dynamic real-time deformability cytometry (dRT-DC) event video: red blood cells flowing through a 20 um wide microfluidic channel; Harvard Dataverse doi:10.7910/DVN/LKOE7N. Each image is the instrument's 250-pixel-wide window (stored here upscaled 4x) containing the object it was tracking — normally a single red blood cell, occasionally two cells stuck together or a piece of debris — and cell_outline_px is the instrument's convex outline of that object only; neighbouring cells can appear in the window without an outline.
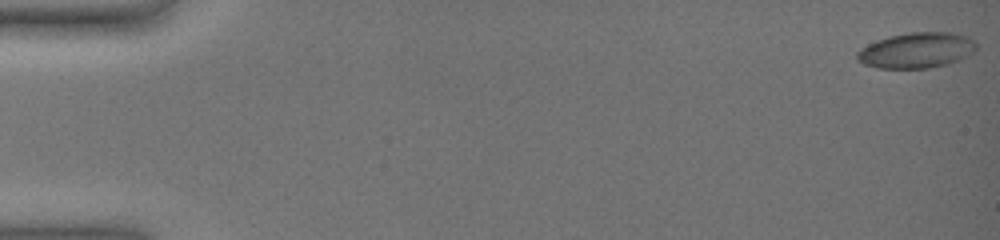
{"species": "common noctule bat (a hibernating species)", "species_latin": "Nyctalus noctula", "temperature_condition": "warm", "stored_images_in_passage": 56, "camera_frame_rate_fps": 3000, "um_per_image_px": 0.085, "animal": {"sex": "female", "body_mass_g": 19.0, "forearm_length_mm": 51.5}, "frame": {"image": 1, "passage_image": 1, "time_ms": 0.0, "image_size_px": [1000, 240], "cell_outline_px": [[976, 48], [968, 56], [960, 60], [948, 64], [928, 68], [880, 68], [864, 64], [856, 60], [856, 52], [860, 48], [876, 40], [888, 36], [912, 32], [952, 32], [968, 36], [976, 44]], "centroid_in_image_um": [77.89, 4.27], "position_along_channel_um": 7.1, "area_um2": 24.85}}
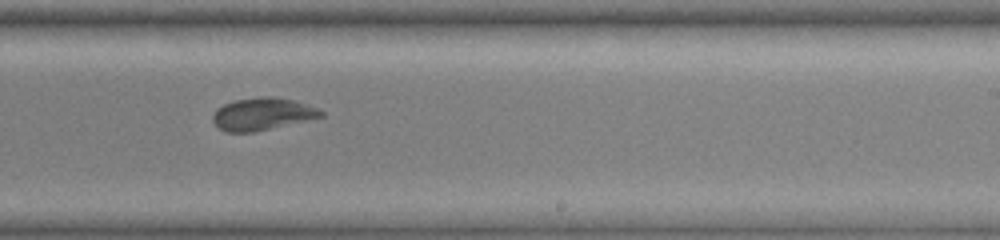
{"frame": {"image": 2, "passage_image": 38, "time_ms": 12.333, "image_size_px": [1000, 240], "cell_outline_px": [[324, 116], [256, 132], [224, 132], [212, 120], [212, 116], [224, 104], [232, 100], [260, 96], [272, 96], [296, 100], [316, 108], [324, 112]], "centroid_in_image_um": [22.31, 9.68], "position_along_channel_um": 266.7, "area_um2": 20.4}}
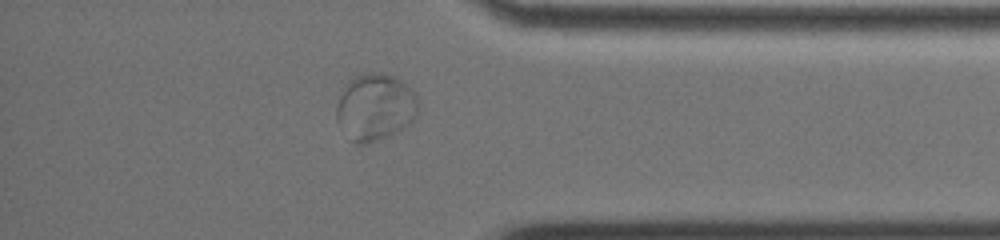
{"frame": {"image": 3, "passage_image": 50, "time_ms": 16.333, "image_size_px": [1000, 240], "cell_outline_px": [[420, 108], [416, 116], [408, 124], [396, 132], [388, 136], [368, 144], [356, 144], [352, 140], [336, 120], [336, 108], [340, 96], [348, 80], [364, 72], [380, 72], [396, 76], [404, 80], [408, 84], [416, 96]], "centroid_in_image_um": [31.92, 9.07], "position_along_channel_um": 403.3, "area_um2": 32.14}}